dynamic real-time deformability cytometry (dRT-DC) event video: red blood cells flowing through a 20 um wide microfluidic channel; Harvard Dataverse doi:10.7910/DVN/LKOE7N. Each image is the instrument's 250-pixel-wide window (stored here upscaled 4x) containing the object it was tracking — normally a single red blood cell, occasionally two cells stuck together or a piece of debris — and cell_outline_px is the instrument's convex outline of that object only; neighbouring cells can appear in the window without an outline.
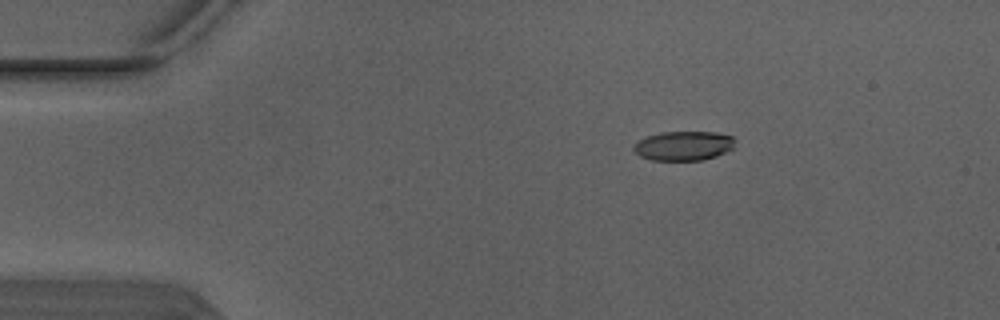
{"species": "Egyptian fruit bat (a non-hibernating species)", "species_latin": "Rousettus aegyptiacus", "temperature_condition": "warm", "stored_images_in_passage": 6, "camera_frame_rate_fps": 3000, "um_per_image_px": 0.085, "animal": {"sex": "male"}, "frame": {"image": 1, "passage_image": 2, "time_ms": 0.333, "image_size_px": [1000, 320], "cell_outline_px": [[736, 140], [732, 148], [716, 156], [700, 160], [652, 160], [640, 156], [632, 148], [632, 144], [636, 140], [660, 132], [716, 132], [732, 136]], "centroid_in_image_um": [58.07, 12.38], "position_along_channel_um": 26.9, "area_um2": 17.4}}
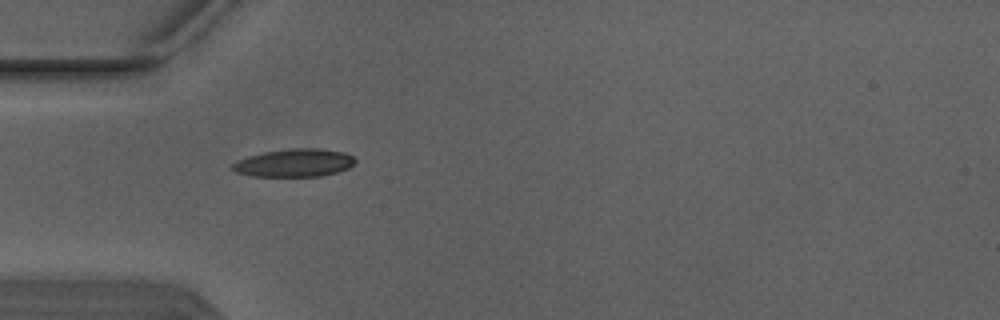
{"frame": {"image": 2, "passage_image": 4, "time_ms": 1.0, "image_size_px": [1000, 320], "cell_outline_px": [[356, 160], [348, 168], [336, 172], [320, 176], [252, 176], [236, 172], [232, 168], [232, 164], [236, 160], [248, 156], [264, 152], [292, 148], [316, 148], [344, 152], [352, 156]], "centroid_in_image_um": [24.99, 13.84], "position_along_channel_um": 60.0, "area_um2": 19.83}}
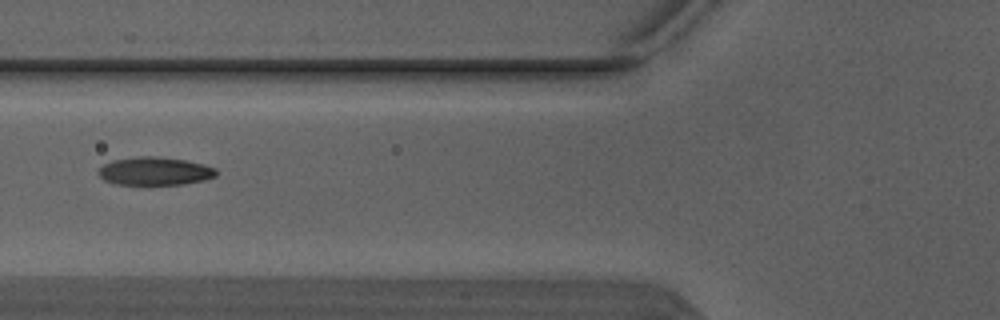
{"frame": {"image": 3, "passage_image": 5, "time_ms": 1.333, "image_size_px": [1000, 320], "cell_outline_px": [[216, 176], [204, 180], [184, 184], [148, 188], [112, 184], [104, 180], [96, 172], [104, 164], [112, 160], [140, 156], [156, 156], [184, 160], [204, 164], [216, 168]], "centroid_in_image_um": [13.11, 14.61], "position_along_channel_um": 112.7, "area_um2": 20.35}}